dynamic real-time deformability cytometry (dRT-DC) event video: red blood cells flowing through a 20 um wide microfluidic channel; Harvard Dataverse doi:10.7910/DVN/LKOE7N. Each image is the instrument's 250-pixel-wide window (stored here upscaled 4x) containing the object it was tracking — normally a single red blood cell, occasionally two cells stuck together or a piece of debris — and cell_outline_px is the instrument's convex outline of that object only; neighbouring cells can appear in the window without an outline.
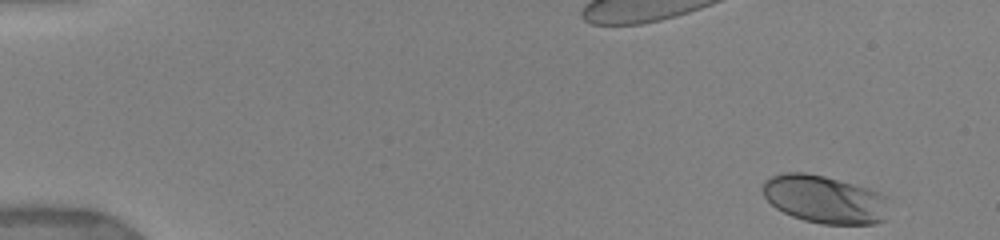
{"species": "human", "species_latin": "Homo sapiens", "temperature_condition": "warm", "stored_images_in_passage": 17, "camera_frame_rate_fps": 3000, "um_per_image_px": 0.085, "donor": {"sex": "female"}, "frame": {"image": 1, "passage_image": 1, "time_ms": 0.0, "image_size_px": [1000, 240], "cell_outline_px": [[884, 220], [876, 224], [820, 224], [804, 220], [792, 216], [776, 208], [764, 196], [764, 180], [772, 176], [784, 172], [804, 172], [824, 176], [868, 188], [880, 192], [884, 196]], "centroid_in_image_um": [70.04, 16.94], "position_along_channel_um": 15.0, "area_um2": 34.74}}
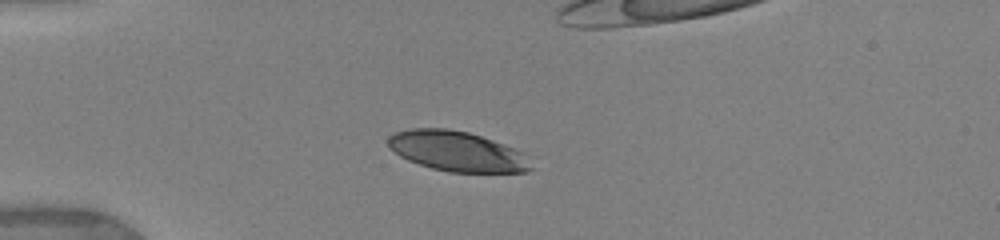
{"frame": {"image": 2, "passage_image": 6, "time_ms": 3.667, "image_size_px": [1000, 240], "cell_outline_px": [[532, 168], [528, 172], [448, 172], [432, 168], [408, 160], [400, 156], [388, 148], [388, 136], [396, 132], [408, 128], [448, 128], [468, 132], [504, 144], [524, 152]], "centroid_in_image_um": [38.83, 12.85], "position_along_channel_um": 46.2, "area_um2": 33.41}}